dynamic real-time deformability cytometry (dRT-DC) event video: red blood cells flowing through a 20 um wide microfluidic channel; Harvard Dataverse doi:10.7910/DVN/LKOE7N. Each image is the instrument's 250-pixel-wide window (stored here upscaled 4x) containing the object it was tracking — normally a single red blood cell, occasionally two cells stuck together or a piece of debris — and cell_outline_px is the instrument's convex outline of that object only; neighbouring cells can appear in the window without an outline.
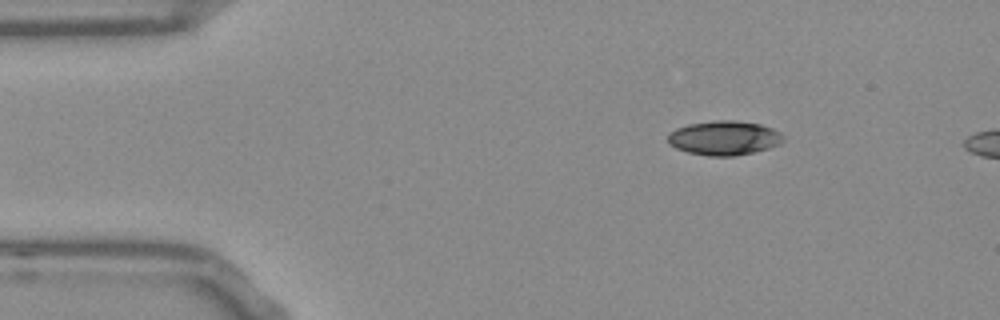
{"species": "Egyptian fruit bat (a non-hibernating species)", "species_latin": "Rousettus aegyptiacus", "temperature_condition": "room temperature", "stored_images_in_passage": 11, "camera_frame_rate_fps": 3000, "um_per_image_px": 0.085, "frame": {"image": 1, "passage_image": 7, "time_ms": 2.0, "image_size_px": [1000, 320], "cell_outline_px": [[784, 140], [768, 148], [736, 156], [708, 156], [688, 152], [676, 148], [668, 144], [668, 136], [676, 128], [688, 124], [712, 120], [732, 120], [760, 124], [772, 128], [780, 132], [784, 136]], "centroid_in_image_um": [61.53, 11.72], "position_along_channel_um": 23.5, "area_um2": 23.0}}